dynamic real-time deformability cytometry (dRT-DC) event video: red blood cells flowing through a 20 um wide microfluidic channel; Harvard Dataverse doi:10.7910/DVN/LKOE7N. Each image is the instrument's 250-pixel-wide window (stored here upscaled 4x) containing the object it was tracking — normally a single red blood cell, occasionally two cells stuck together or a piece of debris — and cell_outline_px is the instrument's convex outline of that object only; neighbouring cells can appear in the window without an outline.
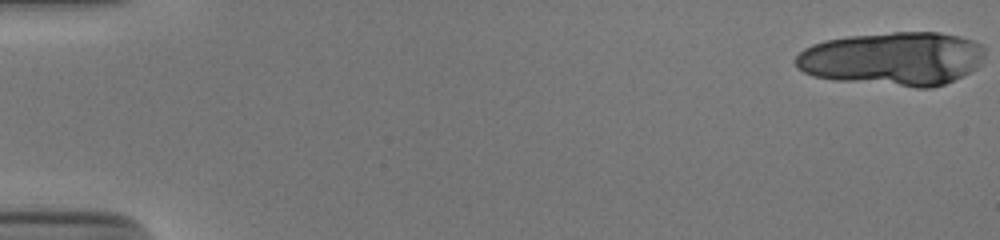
{"species": "human", "species_latin": "Homo sapiens", "temperature_condition": "cold", "stored_images_in_passage": 20, "camera_frame_rate_fps": 3000, "um_per_image_px": 0.085, "donor": {"sex": "male"}, "frame": {"image": 1, "passage_image": 1, "time_ms": 0.0, "image_size_px": [1000, 240], "cell_outline_px": [[984, 56], [980, 64], [976, 68], [944, 84], [932, 88], [916, 88], [832, 80], [812, 76], [796, 68], [792, 60], [804, 48], [812, 44], [824, 40], [848, 36], [892, 32], [940, 32], [960, 36], [976, 40], [984, 44]], "centroid_in_image_um": [75.87, 4.99], "position_along_channel_um": 9.1, "area_um2": 60.05}}